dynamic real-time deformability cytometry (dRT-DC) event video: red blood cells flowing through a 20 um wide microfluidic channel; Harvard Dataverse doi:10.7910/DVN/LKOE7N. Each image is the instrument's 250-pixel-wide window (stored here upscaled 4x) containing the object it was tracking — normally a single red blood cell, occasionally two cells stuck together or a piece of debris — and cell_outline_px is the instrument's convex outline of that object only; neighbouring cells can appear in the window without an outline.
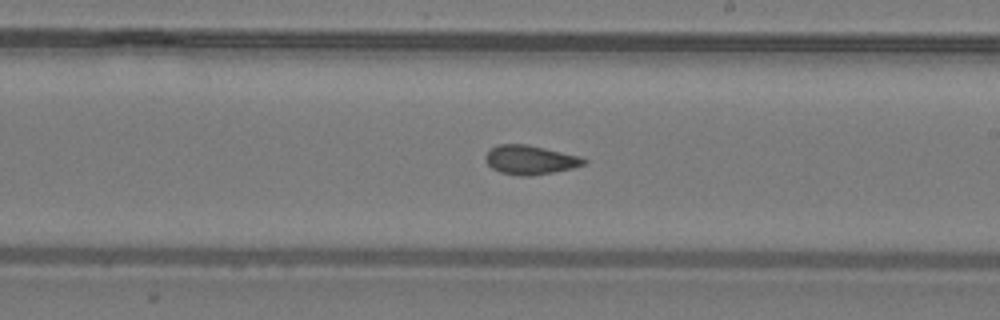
{"species": "common noctule bat (a hibernating species)", "species_latin": "Nyctalus noctula", "temperature_condition": "warm", "stored_images_in_passage": 38, "camera_frame_rate_fps": 3000, "um_per_image_px": 0.085, "animal": {"sex": "male", "body_mass_g": 19.2, "forearm_length_mm": 51.8}, "frame": {"image": 1, "passage_image": 22, "time_ms": 7.0, "image_size_px": [1000, 320], "cell_outline_px": [[588, 160], [584, 164], [572, 168], [532, 176], [520, 176], [500, 172], [492, 168], [484, 160], [484, 156], [496, 144], [528, 144], [580, 156]], "centroid_in_image_um": [45.04, 13.58], "position_along_channel_um": 244.0, "area_um2": 16.7}}